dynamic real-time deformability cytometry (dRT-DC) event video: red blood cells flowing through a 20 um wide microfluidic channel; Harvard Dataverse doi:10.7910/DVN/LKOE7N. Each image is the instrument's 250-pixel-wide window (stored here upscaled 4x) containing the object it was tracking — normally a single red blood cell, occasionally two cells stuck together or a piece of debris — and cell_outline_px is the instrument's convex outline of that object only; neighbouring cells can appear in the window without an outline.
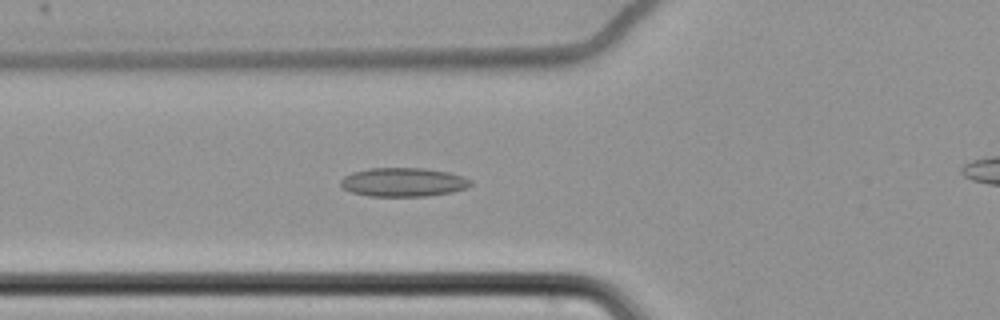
{"species": "common noctule bat (a hibernating species)", "species_latin": "Nyctalus noctula", "temperature_condition": "cold", "stored_images_in_passage": 59, "camera_frame_rate_fps": 3000, "um_per_image_px": 0.085, "animal": {"sex": "female", "body_mass_g": 22.7, "forearm_length_mm": 54.2}, "frame": {"image": 1, "passage_image": 27, "time_ms": 8.667, "image_size_px": [1000, 320], "cell_outline_px": [[472, 184], [468, 188], [452, 192], [428, 196], [368, 196], [352, 192], [344, 188], [340, 184], [340, 180], [344, 176], [352, 172], [368, 168], [424, 168], [448, 172], [464, 176], [472, 180]], "centroid_in_image_um": [34.31, 15.48], "position_along_channel_um": 91.5, "area_um2": 22.02}}
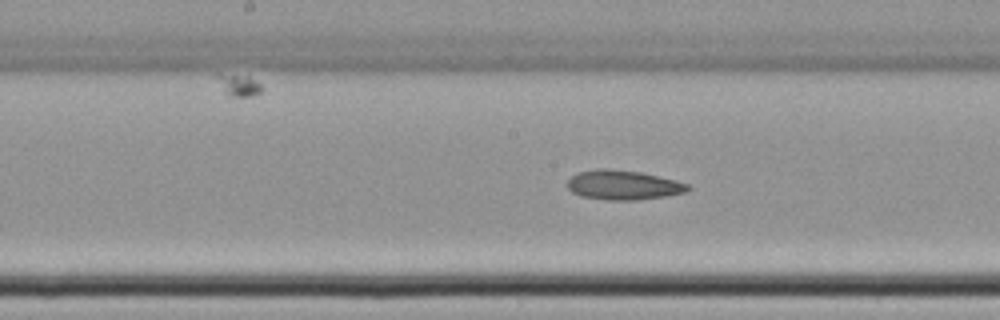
{"frame": {"image": 2, "passage_image": 36, "time_ms": 11.667, "image_size_px": [1000, 320], "cell_outline_px": [[692, 188], [684, 192], [668, 196], [636, 200], [608, 200], [580, 196], [572, 192], [568, 188], [568, 180], [572, 176], [580, 172], [596, 168], [608, 168], [640, 172], [676, 180], [688, 184]], "centroid_in_image_um": [52.98, 15.73], "position_along_channel_um": 195.2, "area_um2": 20.75}}
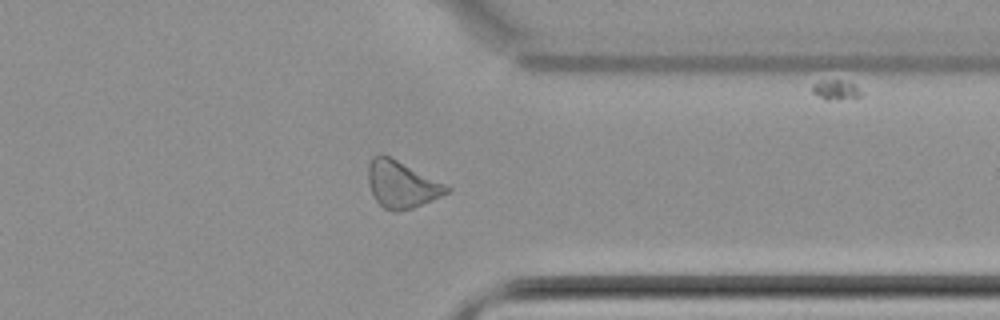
{"frame": {"image": 3, "passage_image": 52, "time_ms": 17.0, "image_size_px": [1000, 320], "cell_outline_px": [[452, 188], [448, 192], [432, 200], [412, 208], [396, 212], [392, 212], [384, 208], [376, 200], [368, 184], [368, 164], [372, 156], [388, 156]], "centroid_in_image_um": [34.1, 15.7], "position_along_channel_um": 377.3, "area_um2": 20.87}}